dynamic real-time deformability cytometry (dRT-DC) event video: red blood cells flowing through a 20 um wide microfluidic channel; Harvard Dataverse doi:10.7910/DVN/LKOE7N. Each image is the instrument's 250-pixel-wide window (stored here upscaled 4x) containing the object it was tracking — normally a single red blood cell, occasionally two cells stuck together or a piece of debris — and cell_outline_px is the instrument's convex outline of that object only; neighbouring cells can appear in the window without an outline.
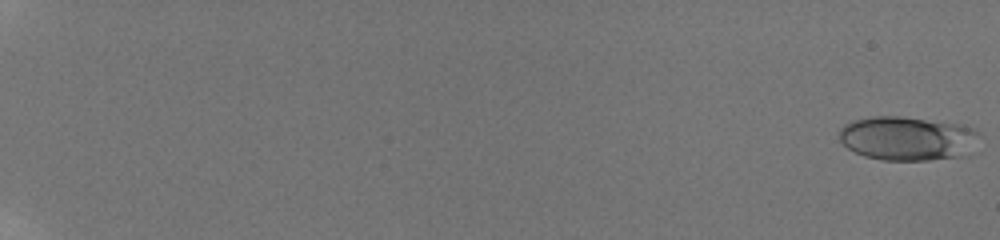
{"species": "human", "species_latin": "Homo sapiens", "temperature_condition": "room temperature", "stored_images_in_passage": 60, "camera_frame_rate_fps": 3000, "um_per_image_px": 0.085, "donor": {"sex": "male"}, "frame": {"image": 1, "passage_image": 1, "time_ms": 0.0, "image_size_px": [1000, 240], "cell_outline_px": [[980, 132], [960, 156], [928, 160], [884, 160], [864, 156], [848, 148], [840, 140], [840, 128], [844, 124], [856, 120], [872, 116], [900, 116], [956, 124], [976, 128]], "centroid_in_image_um": [77.04, 11.75], "position_along_channel_um": 8.0, "area_um2": 35.08}}
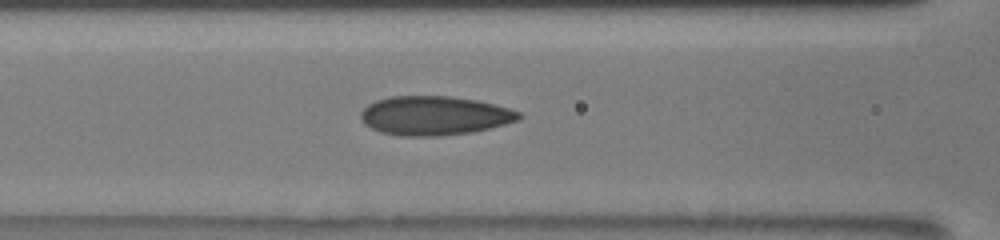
{"frame": {"image": 2, "passage_image": 33, "time_ms": 9.667, "image_size_px": [1000, 240], "cell_outline_px": [[524, 116], [520, 120], [472, 132], [436, 136], [400, 136], [380, 132], [364, 124], [360, 120], [360, 112], [368, 104], [376, 100], [392, 96], [448, 96], [476, 100], [508, 108], [520, 112]], "centroid_in_image_um": [36.9, 9.83], "position_along_channel_um": 129.7, "area_um2": 36.01}}
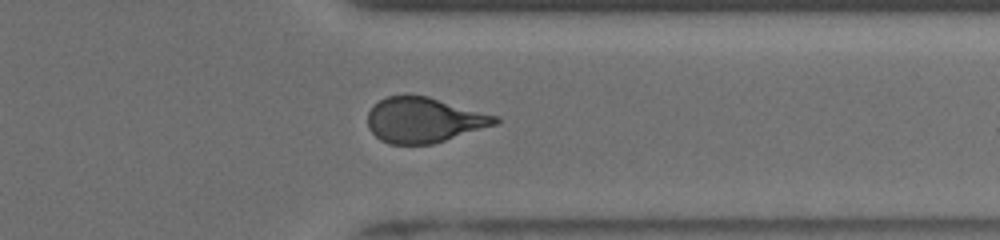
{"frame": {"image": 3, "passage_image": 51, "time_ms": 16.0, "image_size_px": [1000, 240], "cell_outline_px": [[500, 120], [496, 124], [432, 144], [388, 144], [380, 140], [368, 128], [368, 112], [372, 104], [388, 96], [428, 96], [500, 116]], "centroid_in_image_um": [36.03, 10.2], "position_along_channel_um": 375.4, "area_um2": 33.52}, "authors_computed_cell_mechanics": {"area_um2": 34.3332, "velocity_mm_per_s": 3.8824, "shape_relaxation_time_tau1_ms": 9.0745, "shape_relaxation_time_tau2_ms": 1.0464, "deformation_change_tau1": 0.2239, "deformation_change_tau2": 0.0904}}